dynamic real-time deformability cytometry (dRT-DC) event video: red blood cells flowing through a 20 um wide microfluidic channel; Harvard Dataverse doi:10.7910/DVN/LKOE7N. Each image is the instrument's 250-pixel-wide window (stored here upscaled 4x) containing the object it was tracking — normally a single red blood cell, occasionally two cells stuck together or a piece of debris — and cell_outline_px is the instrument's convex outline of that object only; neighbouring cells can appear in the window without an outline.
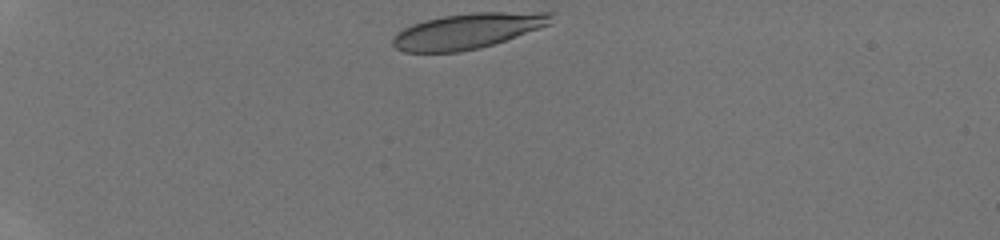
{"species": "human", "species_latin": "Homo sapiens", "temperature_condition": "room temperature", "stored_images_in_passage": 34, "camera_frame_rate_fps": 3000, "um_per_image_px": 0.085, "donor": {"sex": "male"}, "frame": {"image": 1, "passage_image": 1, "time_ms": 0.0, "image_size_px": [1000, 240], "cell_outline_px": [[556, 12], [552, 24], [480, 48], [460, 52], [404, 52], [396, 48], [392, 44], [392, 40], [404, 28], [412, 24], [424, 20], [444, 16], [472, 12]], "centroid_in_image_um": [39.8, 2.62], "position_along_channel_um": 45.2, "area_um2": 32.66}}
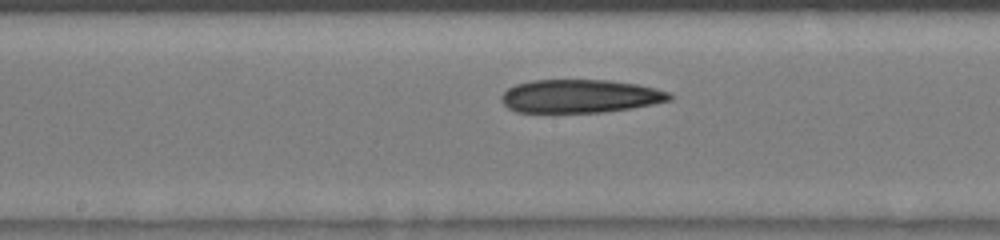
{"frame": {"image": 2, "passage_image": 15, "time_ms": 4.667, "image_size_px": [1000, 240], "cell_outline_px": [[672, 100], [632, 108], [604, 112], [516, 112], [508, 108], [500, 100], [500, 96], [508, 88], [516, 84], [532, 80], [608, 80], [640, 84], [656, 88], [668, 92], [672, 96]], "centroid_in_image_um": [49.31, 8.17], "position_along_channel_um": 198.9, "area_um2": 32.77}}
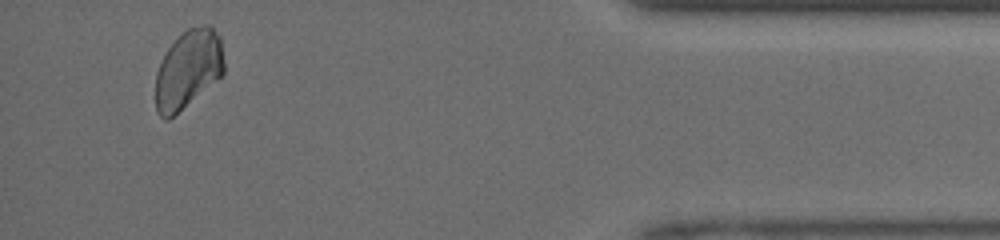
{"frame": {"image": 3, "passage_image": 32, "time_ms": 10.333, "image_size_px": [1000, 240], "cell_outline_px": [[224, 72], [216, 80], [168, 120], [164, 120], [156, 112], [156, 72], [168, 48], [188, 28], [204, 24], [208, 24], [220, 36], [224, 60]], "centroid_in_image_um": [15.99, 5.88], "position_along_channel_um": 419.2, "area_um2": 30.87}}